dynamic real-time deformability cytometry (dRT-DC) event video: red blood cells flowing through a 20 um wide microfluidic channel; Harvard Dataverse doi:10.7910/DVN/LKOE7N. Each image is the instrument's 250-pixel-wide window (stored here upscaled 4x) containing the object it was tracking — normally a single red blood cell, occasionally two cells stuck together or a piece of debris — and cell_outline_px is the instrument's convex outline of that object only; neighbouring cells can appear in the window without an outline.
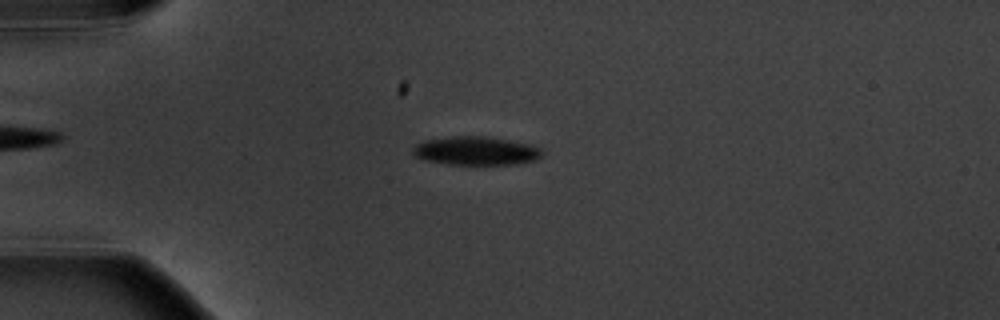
{"species": "common noctule bat (a hibernating species)", "species_latin": "Nyctalus noctula", "temperature_condition": "warm", "stored_images_in_passage": 5, "camera_frame_rate_fps": 3000, "um_per_image_px": 0.085, "animal": {"sex": "male", "body_mass_g": 20.1, "forearm_length_mm": 53.5}, "frame": {"image": 1, "passage_image": 3, "time_ms": 2.667, "image_size_px": [1000, 320], "cell_outline_px": [[544, 152], [540, 160], [516, 164], [448, 164], [424, 160], [416, 156], [412, 152], [412, 148], [416, 144], [424, 140], [452, 136], [488, 136], [528, 144], [540, 148]], "centroid_in_image_um": [40.48, 12.82], "position_along_channel_um": 44.5, "area_um2": 21.68}}